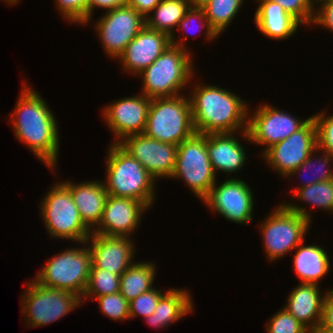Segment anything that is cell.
<instances>
[{"label":"cell","instance_id":"b9f144b4","mask_svg":"<svg viewBox=\"0 0 333 333\" xmlns=\"http://www.w3.org/2000/svg\"><path fill=\"white\" fill-rule=\"evenodd\" d=\"M161 1L162 0H128L127 5L136 9L137 12L145 18Z\"/></svg>","mask_w":333,"mask_h":333},{"label":"cell","instance_id":"44dd1931","mask_svg":"<svg viewBox=\"0 0 333 333\" xmlns=\"http://www.w3.org/2000/svg\"><path fill=\"white\" fill-rule=\"evenodd\" d=\"M239 133L207 134V151L215 174H232L244 167L247 155L236 137Z\"/></svg>","mask_w":333,"mask_h":333},{"label":"cell","instance_id":"5bb4252c","mask_svg":"<svg viewBox=\"0 0 333 333\" xmlns=\"http://www.w3.org/2000/svg\"><path fill=\"white\" fill-rule=\"evenodd\" d=\"M317 148L316 126L313 117L288 138L268 148L262 155L266 164L282 178L298 168Z\"/></svg>","mask_w":333,"mask_h":333},{"label":"cell","instance_id":"8992f818","mask_svg":"<svg viewBox=\"0 0 333 333\" xmlns=\"http://www.w3.org/2000/svg\"><path fill=\"white\" fill-rule=\"evenodd\" d=\"M189 94L151 99L144 134L174 145L195 133Z\"/></svg>","mask_w":333,"mask_h":333},{"label":"cell","instance_id":"52a82bcc","mask_svg":"<svg viewBox=\"0 0 333 333\" xmlns=\"http://www.w3.org/2000/svg\"><path fill=\"white\" fill-rule=\"evenodd\" d=\"M40 204V214L51 238L86 244L92 230L83 223L70 190L62 182L53 184Z\"/></svg>","mask_w":333,"mask_h":333},{"label":"cell","instance_id":"ac0fdd59","mask_svg":"<svg viewBox=\"0 0 333 333\" xmlns=\"http://www.w3.org/2000/svg\"><path fill=\"white\" fill-rule=\"evenodd\" d=\"M148 208L140 201L108 195L102 218L92 233L130 237L139 227L143 212Z\"/></svg>","mask_w":333,"mask_h":333},{"label":"cell","instance_id":"6da1fadb","mask_svg":"<svg viewBox=\"0 0 333 333\" xmlns=\"http://www.w3.org/2000/svg\"><path fill=\"white\" fill-rule=\"evenodd\" d=\"M17 105L10 117L14 135L27 145L41 162L56 169L59 154V132L56 117L44 98L23 83Z\"/></svg>","mask_w":333,"mask_h":333},{"label":"cell","instance_id":"74e56055","mask_svg":"<svg viewBox=\"0 0 333 333\" xmlns=\"http://www.w3.org/2000/svg\"><path fill=\"white\" fill-rule=\"evenodd\" d=\"M278 2L284 10L297 19L302 25L312 24L315 0H270Z\"/></svg>","mask_w":333,"mask_h":333},{"label":"cell","instance_id":"e575fe53","mask_svg":"<svg viewBox=\"0 0 333 333\" xmlns=\"http://www.w3.org/2000/svg\"><path fill=\"white\" fill-rule=\"evenodd\" d=\"M316 126L317 148L333 156V113L326 112L312 115Z\"/></svg>","mask_w":333,"mask_h":333},{"label":"cell","instance_id":"2e32d148","mask_svg":"<svg viewBox=\"0 0 333 333\" xmlns=\"http://www.w3.org/2000/svg\"><path fill=\"white\" fill-rule=\"evenodd\" d=\"M150 102V98L139 93L103 107V118L116 138L112 143H119L130 135L144 133Z\"/></svg>","mask_w":333,"mask_h":333},{"label":"cell","instance_id":"ee69618b","mask_svg":"<svg viewBox=\"0 0 333 333\" xmlns=\"http://www.w3.org/2000/svg\"><path fill=\"white\" fill-rule=\"evenodd\" d=\"M313 333H333V329H316Z\"/></svg>","mask_w":333,"mask_h":333},{"label":"cell","instance_id":"ab89813d","mask_svg":"<svg viewBox=\"0 0 333 333\" xmlns=\"http://www.w3.org/2000/svg\"><path fill=\"white\" fill-rule=\"evenodd\" d=\"M317 329H333V289L326 292L322 320Z\"/></svg>","mask_w":333,"mask_h":333},{"label":"cell","instance_id":"1f68e13d","mask_svg":"<svg viewBox=\"0 0 333 333\" xmlns=\"http://www.w3.org/2000/svg\"><path fill=\"white\" fill-rule=\"evenodd\" d=\"M197 19L198 20H201L200 21V26L198 25V27H200V30H203L202 28H204L205 29V39L207 40H213V39H215V38H217V37H219L215 32H214V30L211 28V26H210V24H209V22H208V20H207V18H206V16H205V13H204V10L202 9V8H194V7H190V9L185 13V16L180 20V22H179V24H178V26H177V31H182L183 29L184 30H187V29H189V30H191L190 28L193 26V24H192V26L190 25L191 23H192V21H197ZM194 21V22H195ZM191 22V23H190ZM190 23V24H189ZM191 26V27H190ZM199 30V31H200ZM185 31L183 32V34H184V36L182 37V39H183V41H181V40H177L176 38H175V34H173L172 36H171V42H172V45H174V46H177V47H180V48H183V49H188V48H186V44H184L183 42H184V40L186 41L187 40V38H188V33H187V35H185Z\"/></svg>","mask_w":333,"mask_h":333},{"label":"cell","instance_id":"d590c367","mask_svg":"<svg viewBox=\"0 0 333 333\" xmlns=\"http://www.w3.org/2000/svg\"><path fill=\"white\" fill-rule=\"evenodd\" d=\"M166 292L167 291L162 292L161 289L157 290L156 288H153L131 300L129 302V318H134L140 315L144 318L150 316L154 312L159 299Z\"/></svg>","mask_w":333,"mask_h":333},{"label":"cell","instance_id":"d6a6232c","mask_svg":"<svg viewBox=\"0 0 333 333\" xmlns=\"http://www.w3.org/2000/svg\"><path fill=\"white\" fill-rule=\"evenodd\" d=\"M105 316L115 321L129 320V302L120 292L95 298Z\"/></svg>","mask_w":333,"mask_h":333},{"label":"cell","instance_id":"ba28073f","mask_svg":"<svg viewBox=\"0 0 333 333\" xmlns=\"http://www.w3.org/2000/svg\"><path fill=\"white\" fill-rule=\"evenodd\" d=\"M89 247L71 248L54 255L36 273L42 285L72 292L82 298L89 281L91 269Z\"/></svg>","mask_w":333,"mask_h":333},{"label":"cell","instance_id":"8fae6325","mask_svg":"<svg viewBox=\"0 0 333 333\" xmlns=\"http://www.w3.org/2000/svg\"><path fill=\"white\" fill-rule=\"evenodd\" d=\"M261 105L252 114L248 111L247 131L241 135L253 144L264 145L263 153L299 130L310 118L300 120L271 104Z\"/></svg>","mask_w":333,"mask_h":333},{"label":"cell","instance_id":"4dcf8cb0","mask_svg":"<svg viewBox=\"0 0 333 333\" xmlns=\"http://www.w3.org/2000/svg\"><path fill=\"white\" fill-rule=\"evenodd\" d=\"M317 151V152H316ZM320 150L318 148H316L311 154L310 156L298 167L296 168L294 171H292L287 177L290 178L289 176L293 177L295 175H298L301 173H303V171L305 170L306 172H308L310 169L313 170V174H315V176H313L311 179H307L308 181L306 182H302V185H298L296 189H298L299 187H306L309 186L311 184H315L317 182H321V181H327V180H332L333 179V168H330L331 163H333V156L328 154L327 152H322L323 154L321 155V157H316L315 153H320ZM315 156V157H314ZM314 159V161H313ZM314 165L317 166V169H315ZM319 166V167H318ZM315 172H314V169ZM322 170V171H321ZM305 172V173H306ZM301 173V176H303L304 174ZM310 173V172H309ZM319 173V174H317ZM295 174V175H294ZM311 177V176H310ZM305 181V179H304Z\"/></svg>","mask_w":333,"mask_h":333},{"label":"cell","instance_id":"7402d4cb","mask_svg":"<svg viewBox=\"0 0 333 333\" xmlns=\"http://www.w3.org/2000/svg\"><path fill=\"white\" fill-rule=\"evenodd\" d=\"M71 192L83 223L94 230L101 221L108 192L102 181L62 182Z\"/></svg>","mask_w":333,"mask_h":333},{"label":"cell","instance_id":"484cf974","mask_svg":"<svg viewBox=\"0 0 333 333\" xmlns=\"http://www.w3.org/2000/svg\"><path fill=\"white\" fill-rule=\"evenodd\" d=\"M154 262L134 263L120 276L119 292L130 302L139 295L154 288V278L156 275Z\"/></svg>","mask_w":333,"mask_h":333},{"label":"cell","instance_id":"ffe728a7","mask_svg":"<svg viewBox=\"0 0 333 333\" xmlns=\"http://www.w3.org/2000/svg\"><path fill=\"white\" fill-rule=\"evenodd\" d=\"M319 287L317 284L300 283L291 290L283 307L311 333L320 326L322 320L326 293L322 296Z\"/></svg>","mask_w":333,"mask_h":333},{"label":"cell","instance_id":"f35d334b","mask_svg":"<svg viewBox=\"0 0 333 333\" xmlns=\"http://www.w3.org/2000/svg\"><path fill=\"white\" fill-rule=\"evenodd\" d=\"M315 5H318V9H314L312 24L322 26L333 33V1L315 0Z\"/></svg>","mask_w":333,"mask_h":333},{"label":"cell","instance_id":"3957f363","mask_svg":"<svg viewBox=\"0 0 333 333\" xmlns=\"http://www.w3.org/2000/svg\"><path fill=\"white\" fill-rule=\"evenodd\" d=\"M108 148L107 175L103 182L108 195L138 200L151 208L156 179L118 143H112Z\"/></svg>","mask_w":333,"mask_h":333},{"label":"cell","instance_id":"60d3db41","mask_svg":"<svg viewBox=\"0 0 333 333\" xmlns=\"http://www.w3.org/2000/svg\"><path fill=\"white\" fill-rule=\"evenodd\" d=\"M128 0H89L88 3V22L92 19L94 8L106 9L105 12L110 11L116 7L127 5Z\"/></svg>","mask_w":333,"mask_h":333},{"label":"cell","instance_id":"cb8c5ba5","mask_svg":"<svg viewBox=\"0 0 333 333\" xmlns=\"http://www.w3.org/2000/svg\"><path fill=\"white\" fill-rule=\"evenodd\" d=\"M190 295L188 290L167 289V292L159 299L154 312L150 316L145 317L146 323L160 329L182 319V317L193 312L194 304Z\"/></svg>","mask_w":333,"mask_h":333},{"label":"cell","instance_id":"5b68a950","mask_svg":"<svg viewBox=\"0 0 333 333\" xmlns=\"http://www.w3.org/2000/svg\"><path fill=\"white\" fill-rule=\"evenodd\" d=\"M170 45L150 66L138 75L142 77V94L146 97L164 98L181 95L194 77L190 51Z\"/></svg>","mask_w":333,"mask_h":333},{"label":"cell","instance_id":"836d02e7","mask_svg":"<svg viewBox=\"0 0 333 333\" xmlns=\"http://www.w3.org/2000/svg\"><path fill=\"white\" fill-rule=\"evenodd\" d=\"M267 333H311L292 314L282 307L268 320Z\"/></svg>","mask_w":333,"mask_h":333},{"label":"cell","instance_id":"f546056e","mask_svg":"<svg viewBox=\"0 0 333 333\" xmlns=\"http://www.w3.org/2000/svg\"><path fill=\"white\" fill-rule=\"evenodd\" d=\"M120 275L91 265L89 281L82 296L83 301L119 292ZM84 297V298H83ZM85 299V300H83Z\"/></svg>","mask_w":333,"mask_h":333},{"label":"cell","instance_id":"7bdbcfd3","mask_svg":"<svg viewBox=\"0 0 333 333\" xmlns=\"http://www.w3.org/2000/svg\"><path fill=\"white\" fill-rule=\"evenodd\" d=\"M211 0H189L191 7L202 8Z\"/></svg>","mask_w":333,"mask_h":333},{"label":"cell","instance_id":"9c48e42d","mask_svg":"<svg viewBox=\"0 0 333 333\" xmlns=\"http://www.w3.org/2000/svg\"><path fill=\"white\" fill-rule=\"evenodd\" d=\"M27 284L21 296V311L30 327L46 326L82 305L81 297L72 292L47 287L36 279Z\"/></svg>","mask_w":333,"mask_h":333},{"label":"cell","instance_id":"603a6c76","mask_svg":"<svg viewBox=\"0 0 333 333\" xmlns=\"http://www.w3.org/2000/svg\"><path fill=\"white\" fill-rule=\"evenodd\" d=\"M254 15L257 29L270 39L284 40L295 34L300 22L287 13L278 3L270 0H258Z\"/></svg>","mask_w":333,"mask_h":333},{"label":"cell","instance_id":"277c9868","mask_svg":"<svg viewBox=\"0 0 333 333\" xmlns=\"http://www.w3.org/2000/svg\"><path fill=\"white\" fill-rule=\"evenodd\" d=\"M311 217L309 210L295 203L275 207L259 226L267 259L275 261L294 251L305 240Z\"/></svg>","mask_w":333,"mask_h":333},{"label":"cell","instance_id":"7c38bea8","mask_svg":"<svg viewBox=\"0 0 333 333\" xmlns=\"http://www.w3.org/2000/svg\"><path fill=\"white\" fill-rule=\"evenodd\" d=\"M145 26V18L128 5L116 7L99 17L95 25L99 41L105 53L118 59L140 30Z\"/></svg>","mask_w":333,"mask_h":333},{"label":"cell","instance_id":"9a60e30c","mask_svg":"<svg viewBox=\"0 0 333 333\" xmlns=\"http://www.w3.org/2000/svg\"><path fill=\"white\" fill-rule=\"evenodd\" d=\"M118 144L137 159L156 180L163 177L170 179L172 176L178 145L158 141L144 133L127 136Z\"/></svg>","mask_w":333,"mask_h":333},{"label":"cell","instance_id":"4316f807","mask_svg":"<svg viewBox=\"0 0 333 333\" xmlns=\"http://www.w3.org/2000/svg\"><path fill=\"white\" fill-rule=\"evenodd\" d=\"M190 7L189 0H162L145 17V25L150 29L164 32L171 37L175 31L174 28L176 27L177 29L180 20Z\"/></svg>","mask_w":333,"mask_h":333},{"label":"cell","instance_id":"7a4b0ae2","mask_svg":"<svg viewBox=\"0 0 333 333\" xmlns=\"http://www.w3.org/2000/svg\"><path fill=\"white\" fill-rule=\"evenodd\" d=\"M196 85L189 95L196 133L207 135L247 131L248 111L251 110L241 97L219 86Z\"/></svg>","mask_w":333,"mask_h":333},{"label":"cell","instance_id":"d6986e66","mask_svg":"<svg viewBox=\"0 0 333 333\" xmlns=\"http://www.w3.org/2000/svg\"><path fill=\"white\" fill-rule=\"evenodd\" d=\"M171 44L169 35L145 25L117 60L120 61L123 70L136 76L150 66Z\"/></svg>","mask_w":333,"mask_h":333},{"label":"cell","instance_id":"4fadbf2b","mask_svg":"<svg viewBox=\"0 0 333 333\" xmlns=\"http://www.w3.org/2000/svg\"><path fill=\"white\" fill-rule=\"evenodd\" d=\"M250 185L239 178L226 179L222 184H214L209 194L202 200L210 211L218 212L230 222L248 224L253 218L254 197Z\"/></svg>","mask_w":333,"mask_h":333},{"label":"cell","instance_id":"e0dca14e","mask_svg":"<svg viewBox=\"0 0 333 333\" xmlns=\"http://www.w3.org/2000/svg\"><path fill=\"white\" fill-rule=\"evenodd\" d=\"M85 243L89 244L91 263L94 268L104 269L121 276L134 264L136 250L129 237L91 233Z\"/></svg>","mask_w":333,"mask_h":333},{"label":"cell","instance_id":"8d00e7d4","mask_svg":"<svg viewBox=\"0 0 333 333\" xmlns=\"http://www.w3.org/2000/svg\"><path fill=\"white\" fill-rule=\"evenodd\" d=\"M56 8L68 22L87 24L89 0H55Z\"/></svg>","mask_w":333,"mask_h":333},{"label":"cell","instance_id":"f1b7e54d","mask_svg":"<svg viewBox=\"0 0 333 333\" xmlns=\"http://www.w3.org/2000/svg\"><path fill=\"white\" fill-rule=\"evenodd\" d=\"M292 195L300 202L333 212V179L294 189Z\"/></svg>","mask_w":333,"mask_h":333},{"label":"cell","instance_id":"f6af8a7d","mask_svg":"<svg viewBox=\"0 0 333 333\" xmlns=\"http://www.w3.org/2000/svg\"><path fill=\"white\" fill-rule=\"evenodd\" d=\"M0 1H2V0H0ZM3 1H6V3L9 5H13V4H17L21 0H3Z\"/></svg>","mask_w":333,"mask_h":333},{"label":"cell","instance_id":"30bf717a","mask_svg":"<svg viewBox=\"0 0 333 333\" xmlns=\"http://www.w3.org/2000/svg\"><path fill=\"white\" fill-rule=\"evenodd\" d=\"M172 179H182L203 200L217 183L207 151V135L194 133L178 145Z\"/></svg>","mask_w":333,"mask_h":333},{"label":"cell","instance_id":"d4e9b609","mask_svg":"<svg viewBox=\"0 0 333 333\" xmlns=\"http://www.w3.org/2000/svg\"><path fill=\"white\" fill-rule=\"evenodd\" d=\"M294 250L293 266L300 283L317 284L330 270V258L327 251L319 245L306 246L304 241Z\"/></svg>","mask_w":333,"mask_h":333},{"label":"cell","instance_id":"83f0119b","mask_svg":"<svg viewBox=\"0 0 333 333\" xmlns=\"http://www.w3.org/2000/svg\"><path fill=\"white\" fill-rule=\"evenodd\" d=\"M243 2L244 0H211L202 7L211 28L218 36L234 20Z\"/></svg>","mask_w":333,"mask_h":333}]
</instances>
